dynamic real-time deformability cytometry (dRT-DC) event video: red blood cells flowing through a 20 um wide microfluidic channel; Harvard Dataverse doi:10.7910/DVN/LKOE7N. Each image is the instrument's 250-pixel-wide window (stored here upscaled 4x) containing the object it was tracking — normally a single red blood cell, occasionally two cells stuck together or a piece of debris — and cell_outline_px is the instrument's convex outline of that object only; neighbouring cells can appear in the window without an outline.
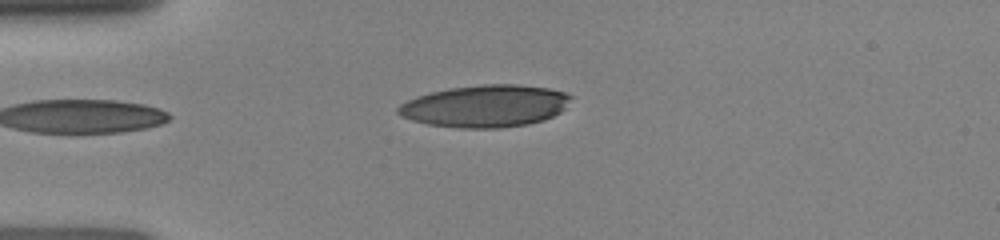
{"species": "human", "species_latin": "Homo sapiens", "temperature_condition": "room temperature", "stored_images_in_passage": 4, "camera_frame_rate_fps": 3000, "um_per_image_px": 0.085, "donor": {"sex": "female"}, "frame": {"image": 1, "passage_image": 4, "time_ms": 3.0, "image_size_px": [1000, 240], "cell_outline_px": [[572, 96], [564, 108], [560, 112], [544, 120], [528, 124], [500, 128], [456, 128], [428, 124], [412, 120], [400, 116], [396, 112], [396, 108], [400, 104], [416, 96], [448, 88], [484, 84], [516, 84], [548, 88], [564, 92]], "centroid_in_image_um": [41.22, 9.02], "position_along_channel_um": 43.8, "area_um2": 42.48}}